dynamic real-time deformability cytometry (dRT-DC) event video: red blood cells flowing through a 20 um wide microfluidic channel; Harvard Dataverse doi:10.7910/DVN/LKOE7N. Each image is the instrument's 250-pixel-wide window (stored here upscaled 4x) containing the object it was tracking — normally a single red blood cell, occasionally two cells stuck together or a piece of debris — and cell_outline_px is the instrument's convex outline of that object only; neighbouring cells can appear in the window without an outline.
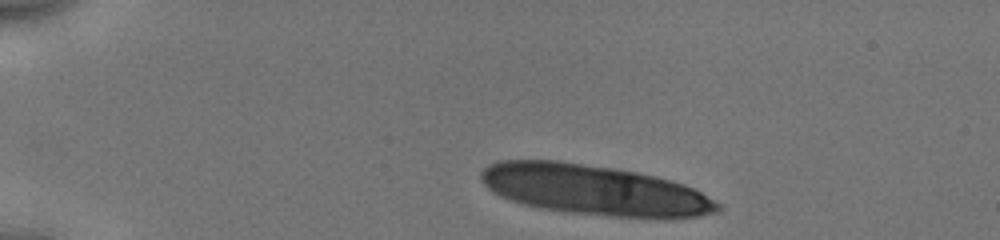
{"species": "human", "species_latin": "Homo sapiens", "temperature_condition": "cold", "stored_images_in_passage": 54, "camera_frame_rate_fps": 3000, "um_per_image_px": 0.085, "donor": {"sex": "male"}, "frame": {"image": 1, "passage_image": 1, "time_ms": 0.0, "image_size_px": [1000, 240], "cell_outline_px": [[720, 208], [716, 212], [700, 216], [612, 216], [568, 212], [540, 208], [524, 204], [500, 196], [492, 192], [480, 180], [480, 172], [488, 164], [496, 160], [556, 160], [612, 168], [636, 172], [656, 176], [672, 180], [684, 184], [700, 192], [720, 204]], "centroid_in_image_um": [50.42, 16.11], "position_along_channel_um": 34.6, "area_um2": 68.38}}
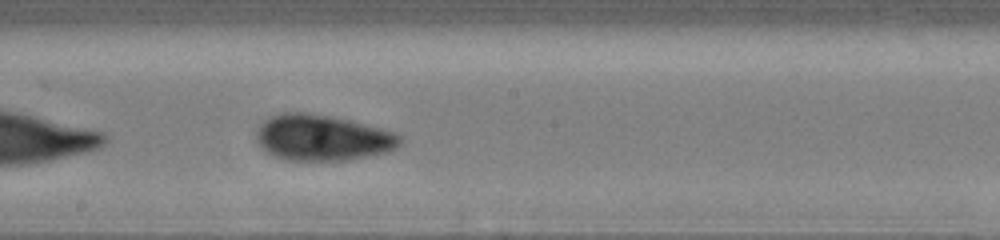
{"frame": {"image": 2, "passage_image": 29, "time_ms": 7.0, "image_size_px": [1000, 240], "cell_outline_px": [[404, 140], [396, 148], [388, 152], [348, 160], [284, 160], [272, 156], [260, 144], [256, 136], [256, 132], [260, 124], [264, 120], [272, 116], [284, 112], [308, 112], [332, 116], [384, 128], [396, 132]], "centroid_in_image_um": [27.45, 11.7], "position_along_channel_um": 220.8, "area_um2": 38.73}}
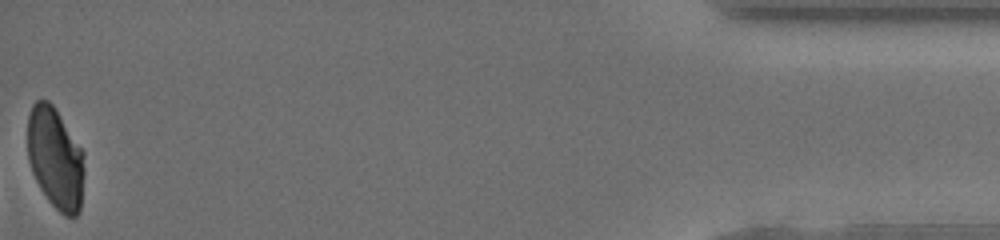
{"frame": {"image": 3, "passage_image": 54, "time_ms": 14.333, "image_size_px": [1000, 240], "cell_outline_px": [[84, 176], [80, 212], [76, 216], [64, 216], [48, 200], [40, 188], [32, 172], [28, 160], [28, 116], [32, 104], [36, 100], [48, 100], [56, 108], [84, 152]], "centroid_in_image_um": [4.72, 13.45], "position_along_channel_um": 430.5, "area_um2": 33.87}, "authors_computed_cell_mechanics": {"area_um2": 38.0902, "velocity_mm_per_s": 3.932, "shape_relaxation_time_tau1_ms": 6.125, "shape_relaxation_time_tau2_ms": null, "deformation_change_tau1": 0.1262, "deformation_change_tau2": null}}